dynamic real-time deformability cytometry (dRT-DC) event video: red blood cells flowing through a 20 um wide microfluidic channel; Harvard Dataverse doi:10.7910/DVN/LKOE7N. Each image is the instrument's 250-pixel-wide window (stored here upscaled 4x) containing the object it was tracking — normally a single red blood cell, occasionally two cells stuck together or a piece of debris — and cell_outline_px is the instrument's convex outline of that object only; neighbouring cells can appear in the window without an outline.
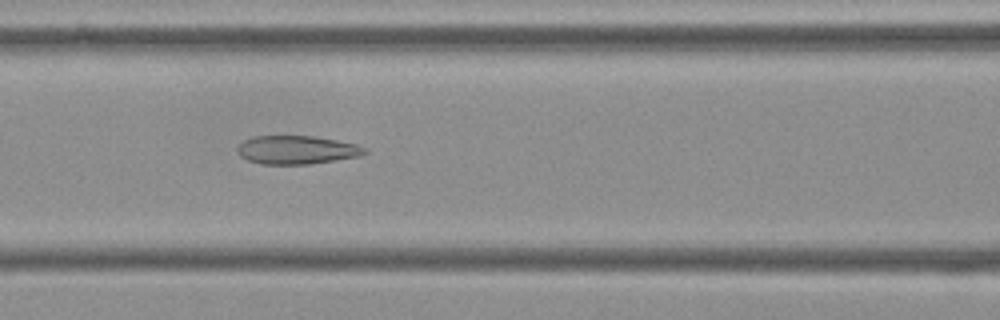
{"species": "Egyptian fruit bat (a non-hibernating species)", "species_latin": "Rousettus aegyptiacus", "temperature_condition": "cold", "stored_images_in_passage": 55, "camera_frame_rate_fps": 3000, "um_per_image_px": 0.085, "frame": {"image": 1, "passage_image": 23, "time_ms": 7.333, "image_size_px": [1000, 320], "cell_outline_px": [[368, 152], [360, 156], [312, 164], [260, 164], [248, 160], [240, 156], [236, 152], [236, 148], [244, 140], [252, 136], [316, 136], [356, 144], [368, 148]], "centroid_in_image_um": [25.23, 12.74], "position_along_channel_um": 141.4, "area_um2": 21.33}}
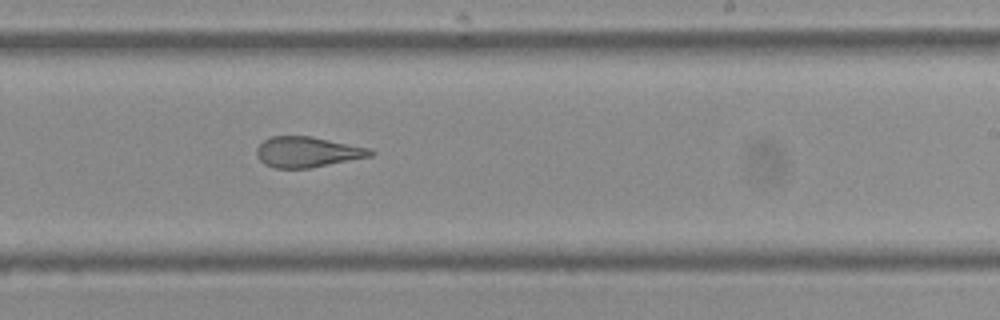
{"frame": {"image": 2, "passage_image": 33, "time_ms": 10.667, "image_size_px": [1000, 320], "cell_outline_px": [[376, 152], [372, 156], [308, 168], [276, 168], [264, 164], [256, 156], [256, 148], [264, 140], [272, 136], [312, 136], [372, 148]], "centroid_in_image_um": [26.15, 12.91], "position_along_channel_um": 262.9, "area_um2": 20.35}}
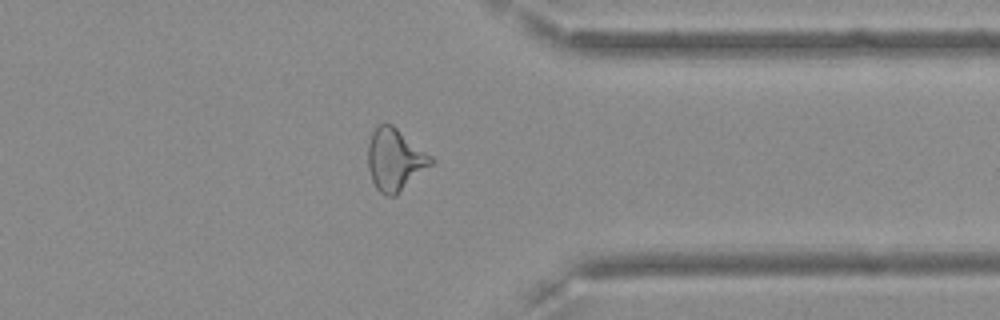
{"frame": {"image": 3, "passage_image": 43, "time_ms": 14.0, "image_size_px": [1000, 320], "cell_outline_px": [[436, 160], [432, 164], [396, 196], [388, 196], [380, 192], [376, 188], [372, 180], [368, 168], [368, 144], [372, 132], [380, 124], [392, 124], [432, 156]], "centroid_in_image_um": [33.58, 13.58], "position_along_channel_um": 377.8, "area_um2": 22.72}, "authors_computed_cell_mechanics": {"area_um2": 23.5246, "velocity_mm_per_s": 3.6444, "shape_relaxation_time_tau1_ms": null, "shape_relaxation_time_tau2_ms": 2.3177, "deformation_change_tau1": null, "deformation_change_tau2": 0.1127}}